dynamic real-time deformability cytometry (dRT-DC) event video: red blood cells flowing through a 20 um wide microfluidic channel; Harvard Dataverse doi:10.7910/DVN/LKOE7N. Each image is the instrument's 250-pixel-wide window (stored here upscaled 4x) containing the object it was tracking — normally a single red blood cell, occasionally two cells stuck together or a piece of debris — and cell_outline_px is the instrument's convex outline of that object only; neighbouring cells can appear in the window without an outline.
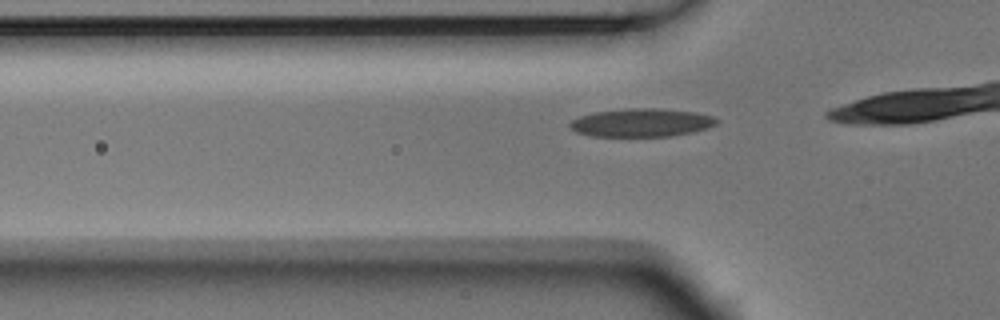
{"species": "Egyptian fruit bat (a non-hibernating species)", "species_latin": "Rousettus aegyptiacus", "temperature_condition": "room temperature", "stored_images_in_passage": 15, "camera_frame_rate_fps": 3000, "um_per_image_px": 0.085, "animal": {"sex": "male"}, "frame": {"image": 1, "passage_image": 10, "time_ms": 3.0, "image_size_px": [1000, 320], "cell_outline_px": [[720, 120], [716, 124], [708, 128], [692, 132], [672, 136], [592, 136], [576, 132], [568, 124], [572, 120], [580, 116], [592, 112], [628, 108], [660, 108], [696, 112], [716, 116]], "centroid_in_image_um": [54.57, 10.41], "position_along_channel_um": 71.2, "area_um2": 24.39}}
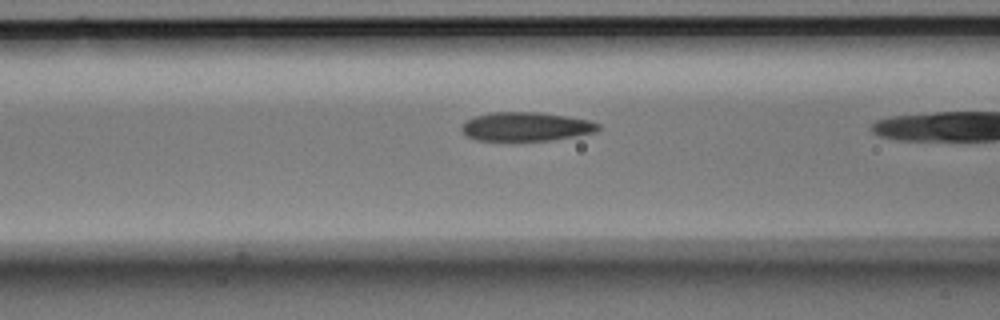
{"frame": {"image": 2, "passage_image": 14, "time_ms": 4.333, "image_size_px": [1000, 320], "cell_outline_px": [[600, 128], [596, 132], [576, 136], [552, 140], [476, 140], [468, 136], [460, 128], [460, 124], [476, 116], [492, 112], [540, 112], [568, 116], [588, 120], [600, 124]], "centroid_in_image_um": [44.74, 10.75], "position_along_channel_um": 121.9, "area_um2": 22.95}}